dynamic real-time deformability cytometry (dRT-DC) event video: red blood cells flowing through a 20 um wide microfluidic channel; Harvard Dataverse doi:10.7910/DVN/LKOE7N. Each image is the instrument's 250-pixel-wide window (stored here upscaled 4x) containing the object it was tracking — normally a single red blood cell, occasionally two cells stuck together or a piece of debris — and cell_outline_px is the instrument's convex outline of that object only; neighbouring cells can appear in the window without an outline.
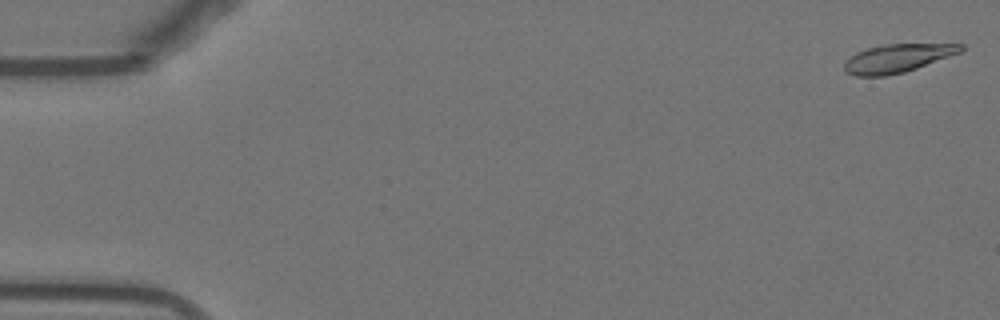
{"species": "Egyptian fruit bat (a non-hibernating species)", "species_latin": "Rousettus aegyptiacus", "temperature_condition": "warm", "stored_images_in_passage": 53, "camera_frame_rate_fps": 3000, "um_per_image_px": 0.085, "animal": {"sex": "female"}, "frame": {"image": 1, "passage_image": 1, "time_ms": 0.0, "image_size_px": [1000, 320], "cell_outline_px": [[964, 48], [960, 52], [916, 68], [904, 72], [884, 76], [856, 76], [844, 72], [844, 60], [848, 56], [856, 52], [868, 48], [884, 44], [964, 44]], "centroid_in_image_um": [76.2, 4.95], "position_along_channel_um": 8.8, "area_um2": 19.19}}
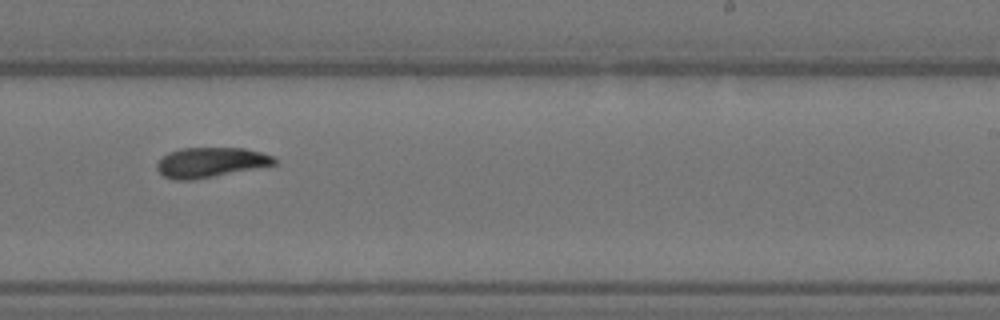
{"frame": {"image": 2, "passage_image": 33, "time_ms": 10.667, "image_size_px": [1000, 320], "cell_outline_px": [[276, 164], [256, 168], [192, 180], [172, 180], [164, 176], [156, 168], [156, 164], [168, 152], [180, 148], [244, 148], [260, 152], [272, 156], [276, 160]], "centroid_in_image_um": [17.86, 13.8], "position_along_channel_um": 271.1, "area_um2": 20.29}}
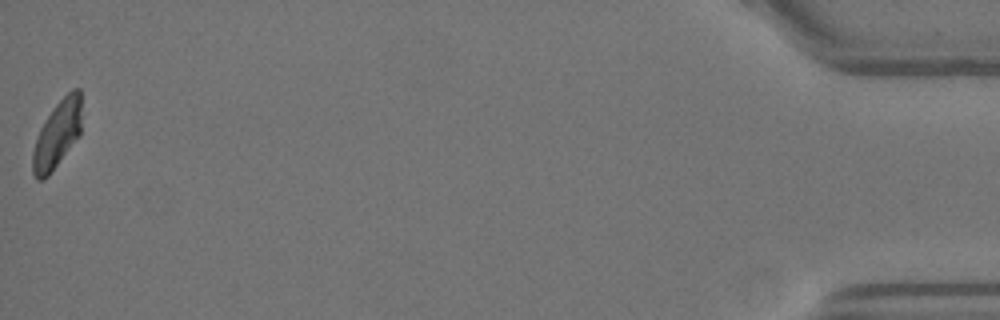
{"frame": {"image": 3, "passage_image": 53, "time_ms": 17.333, "image_size_px": [1000, 320], "cell_outline_px": [[80, 136], [48, 176], [44, 180], [36, 180], [32, 172], [32, 152], [40, 128], [56, 104], [72, 88], [80, 88]], "centroid_in_image_um": [4.85, 11.46], "position_along_channel_um": 430.4, "area_um2": 19.02}, "authors_computed_cell_mechanics": {"area_um2": 20.2878, "velocity_mm_per_s": 3.8203, "shape_relaxation_time_tau1_ms": 6.971, "shape_relaxation_time_tau2_ms": 3.8386, "deformation_change_tau1": 0.1671, "deformation_change_tau2": 0.0964}}